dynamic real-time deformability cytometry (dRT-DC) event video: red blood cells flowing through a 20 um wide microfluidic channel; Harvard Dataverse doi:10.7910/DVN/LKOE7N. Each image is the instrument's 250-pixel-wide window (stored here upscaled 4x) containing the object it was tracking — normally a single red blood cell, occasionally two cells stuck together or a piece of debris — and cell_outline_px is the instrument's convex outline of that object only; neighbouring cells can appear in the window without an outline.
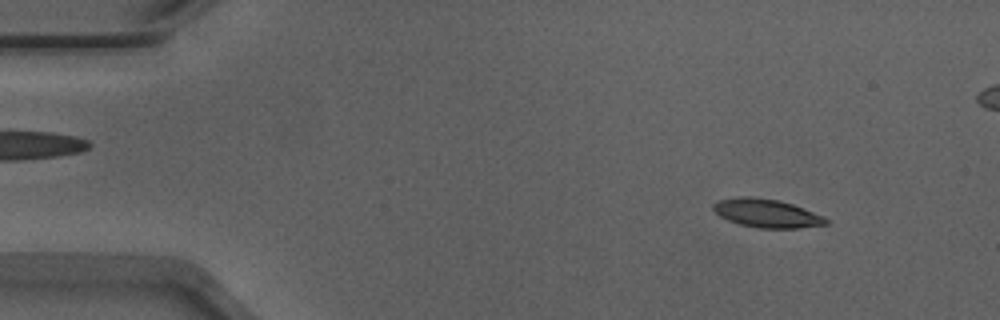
{"species": "Egyptian fruit bat (a non-hibernating species)", "species_latin": "Rousettus aegyptiacus", "temperature_condition": "warm", "stored_images_in_passage": 54, "camera_frame_rate_fps": 3000, "um_per_image_px": 0.085, "animal": {"sex": "male"}, "frame": {"image": 1, "passage_image": 6, "time_ms": 1.667, "image_size_px": [1000, 320], "cell_outline_px": [[828, 224], [800, 228], [760, 228], [740, 224], [728, 220], [720, 216], [712, 208], [712, 204], [716, 200], [780, 200], [792, 204], [824, 216], [828, 220]], "centroid_in_image_um": [65.25, 18.19], "position_along_channel_um": 19.7, "area_um2": 17.69}}
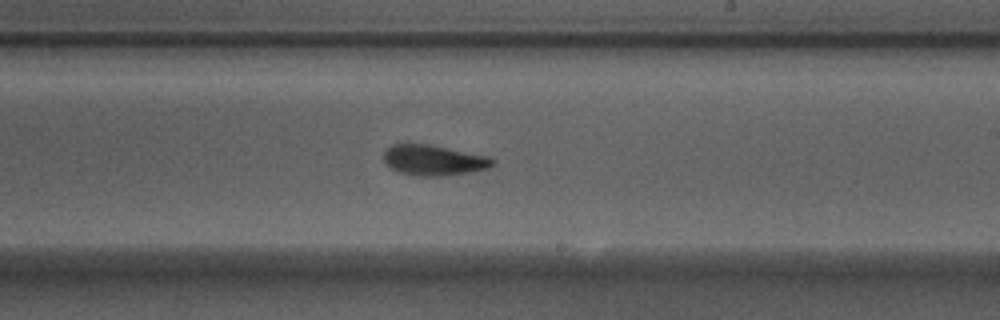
{"frame": {"image": 2, "passage_image": 31, "time_ms": 10.0, "image_size_px": [1000, 320], "cell_outline_px": [[496, 164], [488, 168], [472, 172], [440, 176], [412, 176], [400, 172], [384, 164], [384, 152], [392, 144], [428, 144], [488, 156], [496, 160]], "centroid_in_image_um": [36.88, 13.63], "position_along_channel_um": 252.1, "area_um2": 19.42}}
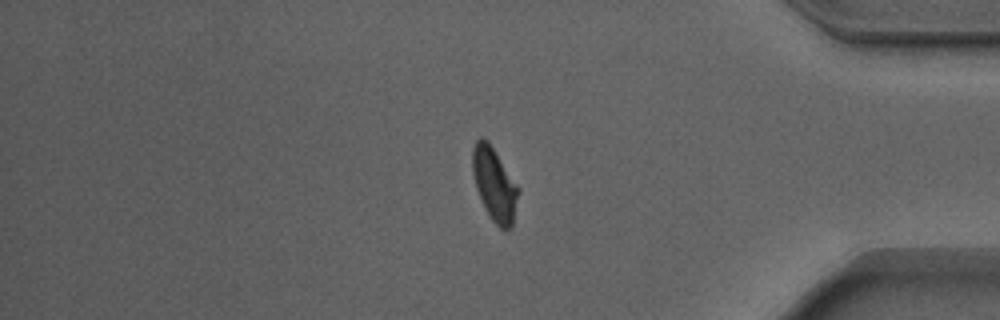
{"frame": {"image": 3, "passage_image": 44, "time_ms": 14.333, "image_size_px": [1000, 320], "cell_outline_px": [[520, 192], [512, 228], [500, 228], [492, 220], [484, 208], [476, 188], [472, 172], [472, 148], [476, 140], [480, 136], [488, 140], [520, 188]], "centroid_in_image_um": [42.03, 15.65], "position_along_channel_um": 393.2, "area_um2": 19.83}, "authors_computed_cell_mechanics": {"area_um2": 19.2474, "velocity_mm_per_s": 3.8914, "shape_relaxation_time_tau1_ms": 3.2137, "shape_relaxation_time_tau2_ms": 1.8209, "deformation_change_tau1": 0.148, "deformation_change_tau2": 0.0815}}